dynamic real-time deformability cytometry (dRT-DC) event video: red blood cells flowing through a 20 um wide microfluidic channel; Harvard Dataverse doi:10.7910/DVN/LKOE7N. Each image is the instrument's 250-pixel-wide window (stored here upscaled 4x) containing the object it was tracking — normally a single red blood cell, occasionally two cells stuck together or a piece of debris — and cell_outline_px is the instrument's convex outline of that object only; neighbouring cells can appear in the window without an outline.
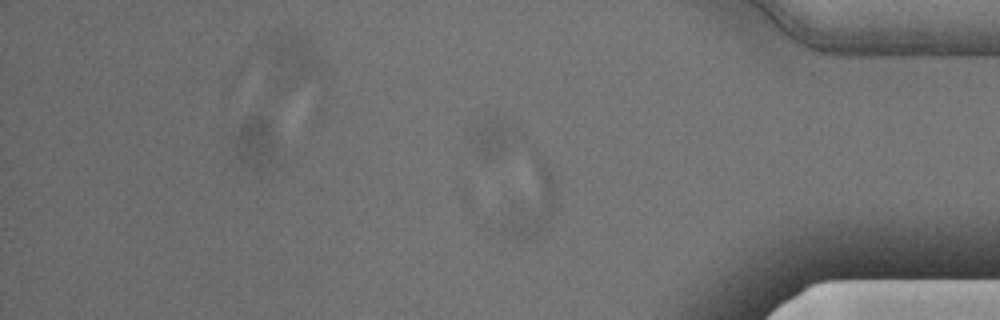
{"species": "Egyptian fruit bat (a non-hibernating species)", "species_latin": "Rousettus aegyptiacus", "temperature_condition": "cold", "stored_images_in_passage": 32, "camera_frame_rate_fps": 3000, "um_per_image_px": 0.085, "animal": {"sex": "male"}, "frame": {"image": 1, "passage_image": 32, "time_ms": 10.333, "image_size_px": [1000, 320], "cell_outline_px": [[552, 216], [528, 240], [504, 236], [504, 224], [508, 212], [536, 152], [540, 156], [552, 180]], "centroid_in_image_um": [45.11, 17.24], "position_along_channel_um": 390.1, "area_um2": 18.67}}